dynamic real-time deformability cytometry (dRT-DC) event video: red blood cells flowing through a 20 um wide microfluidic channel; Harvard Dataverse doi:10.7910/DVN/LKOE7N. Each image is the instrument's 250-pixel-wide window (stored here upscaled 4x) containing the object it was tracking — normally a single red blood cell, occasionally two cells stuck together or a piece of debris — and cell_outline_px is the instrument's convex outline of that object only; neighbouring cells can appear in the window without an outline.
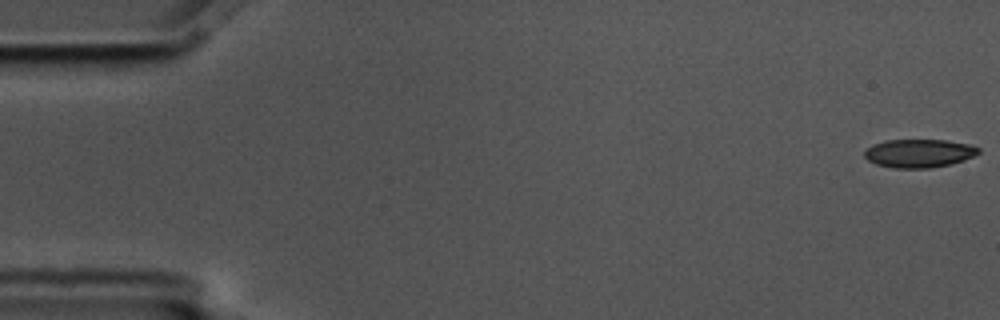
{"species": "common noctule bat (a hibernating species)", "species_latin": "Nyctalus noctula", "temperature_condition": "cold", "stored_images_in_passage": 6, "camera_frame_rate_fps": 3000, "um_per_image_px": 0.085, "animal": {"sex": "male", "body_mass_g": 17.5, "forearm_length_mm": 52.3}, "frame": {"image": 1, "passage_image": 1, "time_ms": 0.0, "image_size_px": [1000, 320], "cell_outline_px": [[980, 152], [964, 160], [952, 164], [932, 168], [896, 168], [876, 164], [868, 160], [864, 156], [864, 152], [872, 144], [884, 140], [944, 140], [972, 144], [980, 148]], "centroid_in_image_um": [78.13, 13.02], "position_along_channel_um": 6.9, "area_um2": 18.96}}
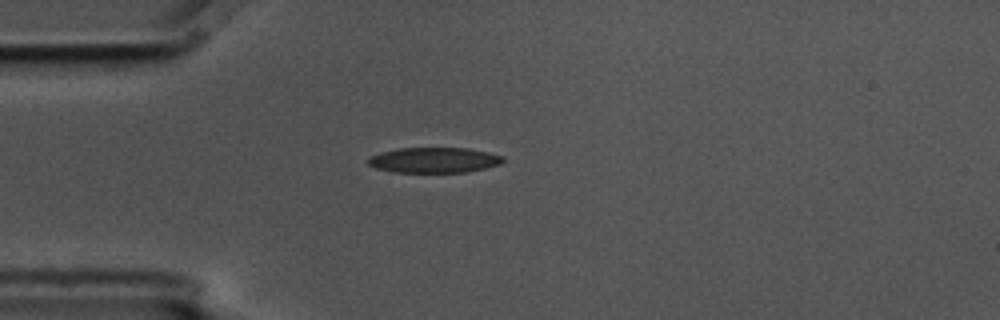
{"frame": {"image": 2, "passage_image": 5, "time_ms": 1.333, "image_size_px": [1000, 320], "cell_outline_px": [[504, 160], [500, 164], [484, 168], [464, 172], [392, 172], [376, 168], [368, 164], [368, 160], [372, 156], [380, 152], [400, 148], [468, 148], [488, 152], [504, 156]], "centroid_in_image_um": [36.9, 13.6], "position_along_channel_um": 48.1, "area_um2": 19.83}}